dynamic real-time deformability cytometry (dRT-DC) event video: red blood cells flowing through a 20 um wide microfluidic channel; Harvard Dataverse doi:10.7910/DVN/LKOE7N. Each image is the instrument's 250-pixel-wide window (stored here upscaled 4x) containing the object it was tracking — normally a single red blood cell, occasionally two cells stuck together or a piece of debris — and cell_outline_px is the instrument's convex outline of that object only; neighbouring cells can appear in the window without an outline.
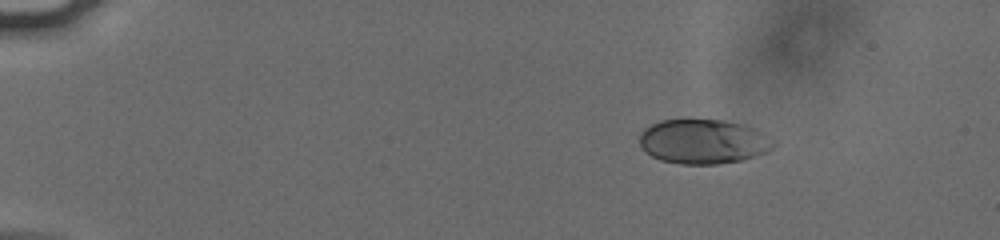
{"species": "human", "species_latin": "Homo sapiens", "temperature_condition": "cold", "stored_images_in_passage": 48, "camera_frame_rate_fps": 3000, "um_per_image_px": 0.085, "donor": {"sex": "male"}, "frame": {"image": 1, "passage_image": 1, "time_ms": 0.0, "image_size_px": [1000, 240], "cell_outline_px": [[776, 144], [772, 148], [764, 152], [744, 160], [716, 164], [680, 164], [660, 160], [644, 152], [640, 144], [640, 132], [644, 128], [660, 120], [724, 120], [744, 124], [776, 140]], "centroid_in_image_um": [59.77, 12.03], "position_along_channel_um": 25.2, "area_um2": 34.85}}
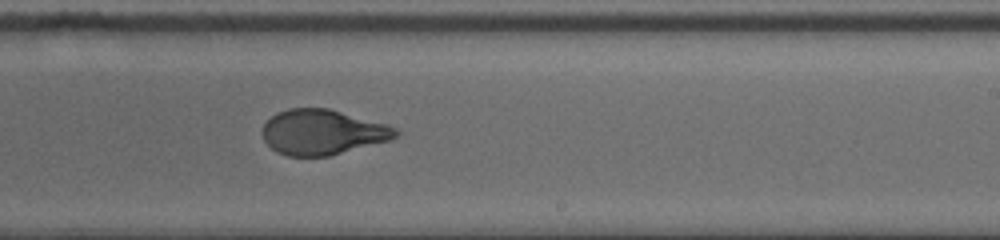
{"frame": {"image": 2, "passage_image": 28, "time_ms": 9.0, "image_size_px": [1000, 240], "cell_outline_px": [[400, 132], [396, 136], [388, 140], [328, 156], [288, 156], [276, 152], [264, 140], [260, 132], [264, 124], [276, 112], [288, 108], [328, 108], [388, 124], [396, 128]], "centroid_in_image_um": [27.38, 11.22], "position_along_channel_um": 261.6, "area_um2": 35.03}}
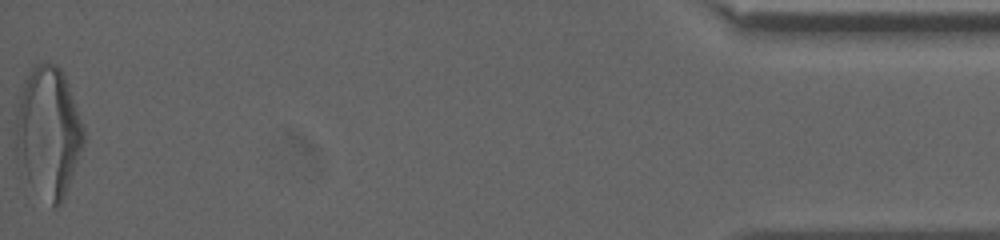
{"frame": {"image": 3, "passage_image": 48, "time_ms": 15.667, "image_size_px": [1000, 240], "cell_outline_px": [[84, 144], [68, 188], [60, 204], [56, 208], [52, 208], [28, 180], [16, 156], [16, 108], [24, 80], [32, 64], [44, 60], [56, 64], [60, 68], [68, 84], [84, 128]], "centroid_in_image_um": [4.1, 11.19], "position_along_channel_um": 431.1, "area_um2": 51.79}, "authors_computed_cell_mechanics": {"area_um2": 35.5759, "velocity_mm_per_s": 3.8027, "shape_relaxation_time_tau1_ms": 4.0507, "shape_relaxation_time_tau2_ms": null, "deformation_change_tau1": 0.1786, "deformation_change_tau2": null}}